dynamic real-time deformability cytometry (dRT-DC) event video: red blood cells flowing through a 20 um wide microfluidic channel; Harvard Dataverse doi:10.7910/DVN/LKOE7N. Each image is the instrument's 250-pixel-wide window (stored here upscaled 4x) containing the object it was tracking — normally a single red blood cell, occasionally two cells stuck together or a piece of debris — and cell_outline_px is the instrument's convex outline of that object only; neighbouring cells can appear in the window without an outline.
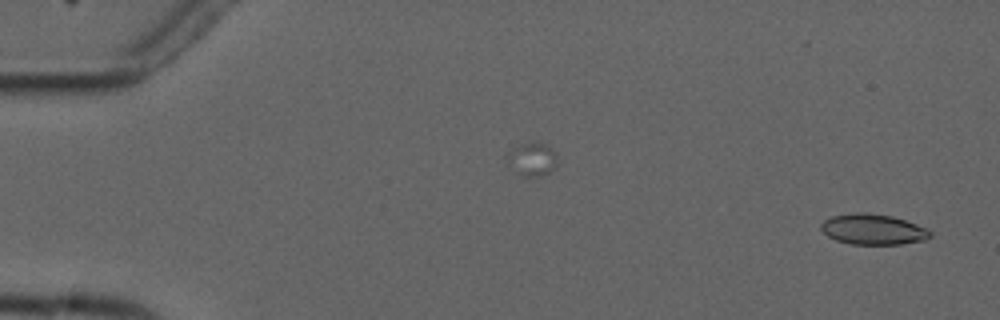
{"species": "common noctule bat (a hibernating species)", "species_latin": "Nyctalus noctula", "temperature_condition": "cold", "stored_images_in_passage": 3, "camera_frame_rate_fps": 3000, "um_per_image_px": 0.085, "animal": {"sex": "male", "forearm_length_mm": 52.5}, "frame": {"image": 1, "passage_image": 3, "time_ms": 2.667, "image_size_px": [1000, 320], "cell_outline_px": [[932, 236], [924, 240], [900, 244], [852, 244], [836, 240], [828, 236], [820, 228], [820, 224], [824, 220], [832, 216], [856, 212], [864, 212], [892, 216], [928, 228], [932, 232]], "centroid_in_image_um": [74.22, 19.49], "position_along_channel_um": 10.8, "area_um2": 19.42}}